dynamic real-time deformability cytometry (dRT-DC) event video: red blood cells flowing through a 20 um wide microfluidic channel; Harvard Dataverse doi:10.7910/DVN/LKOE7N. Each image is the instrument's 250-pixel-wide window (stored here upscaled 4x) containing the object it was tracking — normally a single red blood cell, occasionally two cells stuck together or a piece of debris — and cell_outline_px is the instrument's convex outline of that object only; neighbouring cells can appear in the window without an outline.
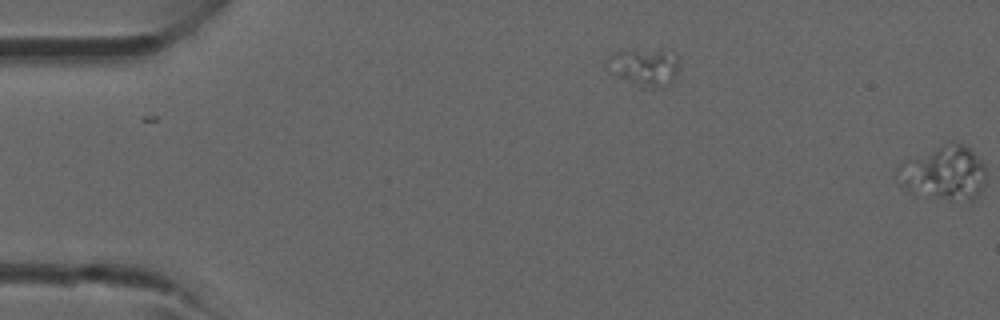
{"species": "common noctule bat (a hibernating species)", "species_latin": "Nyctalus noctula", "temperature_condition": "room temperature", "stored_images_in_passage": 3, "segment_of_instrument_passage": [1, 2], "camera_frame_rate_fps": 3000, "um_per_image_px": 0.085, "animal": {"sex": "male", "forearm_length_mm": 52.5}, "frame": {"image": 1, "passage_image": 2, "time_ms": 10.667, "image_size_px": [1000, 320], "cell_outline_px": [[680, 68], [676, 76], [668, 84], [660, 88], [652, 88], [640, 84], [608, 72], [604, 64], [608, 56], [616, 52], [636, 52], [664, 56], [676, 60]], "centroid_in_image_um": [54.66, 5.8], "position_along_channel_um": 30.3, "area_um2": 14.05}}